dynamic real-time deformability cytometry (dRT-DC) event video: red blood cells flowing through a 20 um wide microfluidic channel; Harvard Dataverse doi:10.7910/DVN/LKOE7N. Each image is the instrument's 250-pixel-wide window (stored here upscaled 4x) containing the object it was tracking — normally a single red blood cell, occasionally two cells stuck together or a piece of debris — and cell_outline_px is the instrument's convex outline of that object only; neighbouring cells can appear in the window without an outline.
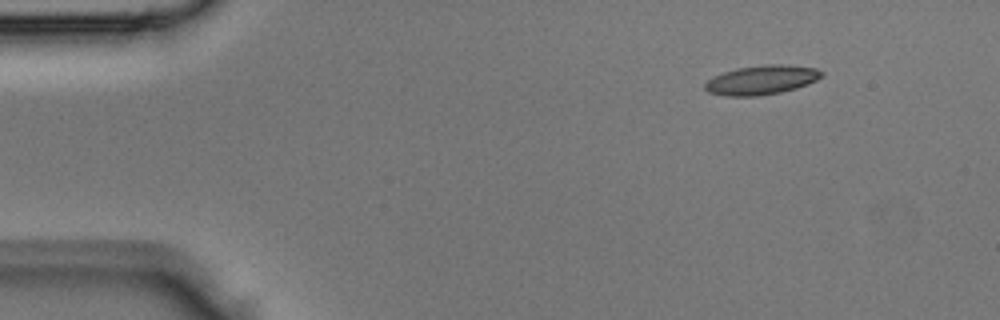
{"species": "Egyptian fruit bat (a non-hibernating species)", "species_latin": "Rousettus aegyptiacus", "temperature_condition": "room temperature", "stored_images_in_passage": 2, "camera_frame_rate_fps": 3000, "um_per_image_px": 0.085, "animal": {"sex": "male"}, "frame": {"image": 1, "passage_image": 1, "time_ms": 0.0, "image_size_px": [1000, 320], "cell_outline_px": [[824, 76], [808, 84], [796, 88], [780, 92], [760, 96], [724, 96], [708, 92], [704, 88], [704, 84], [712, 76], [736, 68], [764, 64], [780, 64], [816, 68], [824, 72]], "centroid_in_image_um": [64.72, 6.79], "position_along_channel_um": 20.3, "area_um2": 20.06}}